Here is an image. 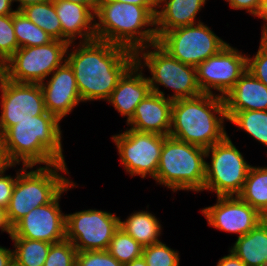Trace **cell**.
Segmentation results:
<instances>
[{
    "label": "cell",
    "mask_w": 267,
    "mask_h": 266,
    "mask_svg": "<svg viewBox=\"0 0 267 266\" xmlns=\"http://www.w3.org/2000/svg\"><path fill=\"white\" fill-rule=\"evenodd\" d=\"M76 45L69 44L66 61L74 71L82 102L107 101L120 78L136 62L135 52L97 39Z\"/></svg>",
    "instance_id": "6da1fadb"
},
{
    "label": "cell",
    "mask_w": 267,
    "mask_h": 266,
    "mask_svg": "<svg viewBox=\"0 0 267 266\" xmlns=\"http://www.w3.org/2000/svg\"><path fill=\"white\" fill-rule=\"evenodd\" d=\"M60 120L47 111L20 120L3 136V149L9 164L44 166L66 163L63 155Z\"/></svg>",
    "instance_id": "7a4b0ae2"
},
{
    "label": "cell",
    "mask_w": 267,
    "mask_h": 266,
    "mask_svg": "<svg viewBox=\"0 0 267 266\" xmlns=\"http://www.w3.org/2000/svg\"><path fill=\"white\" fill-rule=\"evenodd\" d=\"M157 7L98 0L94 15L96 39L125 47L135 53L156 43Z\"/></svg>",
    "instance_id": "3957f363"
},
{
    "label": "cell",
    "mask_w": 267,
    "mask_h": 266,
    "mask_svg": "<svg viewBox=\"0 0 267 266\" xmlns=\"http://www.w3.org/2000/svg\"><path fill=\"white\" fill-rule=\"evenodd\" d=\"M224 98L201 94L173 101L169 136L205 149L222 141L228 134Z\"/></svg>",
    "instance_id": "277c9868"
},
{
    "label": "cell",
    "mask_w": 267,
    "mask_h": 266,
    "mask_svg": "<svg viewBox=\"0 0 267 266\" xmlns=\"http://www.w3.org/2000/svg\"><path fill=\"white\" fill-rule=\"evenodd\" d=\"M66 165L61 162L49 166H36L35 170V166L20 167L6 209L12 227L34 208L50 203L72 181L62 174H69Z\"/></svg>",
    "instance_id": "5b68a950"
},
{
    "label": "cell",
    "mask_w": 267,
    "mask_h": 266,
    "mask_svg": "<svg viewBox=\"0 0 267 266\" xmlns=\"http://www.w3.org/2000/svg\"><path fill=\"white\" fill-rule=\"evenodd\" d=\"M206 149L165 136L155 181L173 192H201L205 181Z\"/></svg>",
    "instance_id": "8992f818"
},
{
    "label": "cell",
    "mask_w": 267,
    "mask_h": 266,
    "mask_svg": "<svg viewBox=\"0 0 267 266\" xmlns=\"http://www.w3.org/2000/svg\"><path fill=\"white\" fill-rule=\"evenodd\" d=\"M135 54L136 63L151 72V77L148 76L151 92L166 97L159 86L172 89L173 94L167 95L171 101L203 94L197 82L196 67L172 57L157 42L139 49Z\"/></svg>",
    "instance_id": "52a82bcc"
},
{
    "label": "cell",
    "mask_w": 267,
    "mask_h": 266,
    "mask_svg": "<svg viewBox=\"0 0 267 266\" xmlns=\"http://www.w3.org/2000/svg\"><path fill=\"white\" fill-rule=\"evenodd\" d=\"M205 181L203 191L219 196H238L251 167L243 154L227 135L222 141L206 149Z\"/></svg>",
    "instance_id": "ba28073f"
},
{
    "label": "cell",
    "mask_w": 267,
    "mask_h": 266,
    "mask_svg": "<svg viewBox=\"0 0 267 266\" xmlns=\"http://www.w3.org/2000/svg\"><path fill=\"white\" fill-rule=\"evenodd\" d=\"M69 43L60 40L19 48L3 65L4 77L17 83H41L66 61Z\"/></svg>",
    "instance_id": "9c48e42d"
},
{
    "label": "cell",
    "mask_w": 267,
    "mask_h": 266,
    "mask_svg": "<svg viewBox=\"0 0 267 266\" xmlns=\"http://www.w3.org/2000/svg\"><path fill=\"white\" fill-rule=\"evenodd\" d=\"M157 43L172 57L194 67L229 44L203 22L166 31Z\"/></svg>",
    "instance_id": "30bf717a"
},
{
    "label": "cell",
    "mask_w": 267,
    "mask_h": 266,
    "mask_svg": "<svg viewBox=\"0 0 267 266\" xmlns=\"http://www.w3.org/2000/svg\"><path fill=\"white\" fill-rule=\"evenodd\" d=\"M121 165L130 176L155 179L165 136L127 129L112 136Z\"/></svg>",
    "instance_id": "8fae6325"
},
{
    "label": "cell",
    "mask_w": 267,
    "mask_h": 266,
    "mask_svg": "<svg viewBox=\"0 0 267 266\" xmlns=\"http://www.w3.org/2000/svg\"><path fill=\"white\" fill-rule=\"evenodd\" d=\"M119 221L116 214L97 209L66 214V239L78 252L107 250Z\"/></svg>",
    "instance_id": "7c38bea8"
},
{
    "label": "cell",
    "mask_w": 267,
    "mask_h": 266,
    "mask_svg": "<svg viewBox=\"0 0 267 266\" xmlns=\"http://www.w3.org/2000/svg\"><path fill=\"white\" fill-rule=\"evenodd\" d=\"M247 56L227 44L219 53L200 63L196 75L201 92L224 97L247 71Z\"/></svg>",
    "instance_id": "4fadbf2b"
},
{
    "label": "cell",
    "mask_w": 267,
    "mask_h": 266,
    "mask_svg": "<svg viewBox=\"0 0 267 266\" xmlns=\"http://www.w3.org/2000/svg\"><path fill=\"white\" fill-rule=\"evenodd\" d=\"M0 91L2 135L18 121L46 112L40 83H17L3 76L0 81Z\"/></svg>",
    "instance_id": "5bb4252c"
},
{
    "label": "cell",
    "mask_w": 267,
    "mask_h": 266,
    "mask_svg": "<svg viewBox=\"0 0 267 266\" xmlns=\"http://www.w3.org/2000/svg\"><path fill=\"white\" fill-rule=\"evenodd\" d=\"M71 181L50 203L34 208L14 227L11 237L56 243L66 239V214L59 201L64 192L77 188Z\"/></svg>",
    "instance_id": "9a60e30c"
},
{
    "label": "cell",
    "mask_w": 267,
    "mask_h": 266,
    "mask_svg": "<svg viewBox=\"0 0 267 266\" xmlns=\"http://www.w3.org/2000/svg\"><path fill=\"white\" fill-rule=\"evenodd\" d=\"M201 213L209 226L237 237L247 234L265 219L239 196H219L215 205L203 208Z\"/></svg>",
    "instance_id": "2e32d148"
},
{
    "label": "cell",
    "mask_w": 267,
    "mask_h": 266,
    "mask_svg": "<svg viewBox=\"0 0 267 266\" xmlns=\"http://www.w3.org/2000/svg\"><path fill=\"white\" fill-rule=\"evenodd\" d=\"M40 83L45 109L60 121L68 116L82 99L78 91L74 71L65 61Z\"/></svg>",
    "instance_id": "e0dca14e"
},
{
    "label": "cell",
    "mask_w": 267,
    "mask_h": 266,
    "mask_svg": "<svg viewBox=\"0 0 267 266\" xmlns=\"http://www.w3.org/2000/svg\"><path fill=\"white\" fill-rule=\"evenodd\" d=\"M173 101L150 92L135 109L132 118L126 122L130 129L138 132L169 136Z\"/></svg>",
    "instance_id": "ac0fdd59"
},
{
    "label": "cell",
    "mask_w": 267,
    "mask_h": 266,
    "mask_svg": "<svg viewBox=\"0 0 267 266\" xmlns=\"http://www.w3.org/2000/svg\"><path fill=\"white\" fill-rule=\"evenodd\" d=\"M143 68L136 62L123 74L117 86L112 91L109 102L128 122L136 106L151 92L150 83L143 72Z\"/></svg>",
    "instance_id": "d6986e66"
},
{
    "label": "cell",
    "mask_w": 267,
    "mask_h": 266,
    "mask_svg": "<svg viewBox=\"0 0 267 266\" xmlns=\"http://www.w3.org/2000/svg\"><path fill=\"white\" fill-rule=\"evenodd\" d=\"M62 27V41L74 43L79 36L80 42L96 39L95 14L84 5L63 0H53Z\"/></svg>",
    "instance_id": "ffe728a7"
},
{
    "label": "cell",
    "mask_w": 267,
    "mask_h": 266,
    "mask_svg": "<svg viewBox=\"0 0 267 266\" xmlns=\"http://www.w3.org/2000/svg\"><path fill=\"white\" fill-rule=\"evenodd\" d=\"M223 98L228 120L238 111H267V86L248 70Z\"/></svg>",
    "instance_id": "44dd1931"
},
{
    "label": "cell",
    "mask_w": 267,
    "mask_h": 266,
    "mask_svg": "<svg viewBox=\"0 0 267 266\" xmlns=\"http://www.w3.org/2000/svg\"><path fill=\"white\" fill-rule=\"evenodd\" d=\"M207 0H159L155 30L159 38L164 32L201 22L196 20ZM163 4V5H162Z\"/></svg>",
    "instance_id": "7402d4cb"
},
{
    "label": "cell",
    "mask_w": 267,
    "mask_h": 266,
    "mask_svg": "<svg viewBox=\"0 0 267 266\" xmlns=\"http://www.w3.org/2000/svg\"><path fill=\"white\" fill-rule=\"evenodd\" d=\"M231 250L246 266H267V218L237 237Z\"/></svg>",
    "instance_id": "603a6c76"
},
{
    "label": "cell",
    "mask_w": 267,
    "mask_h": 266,
    "mask_svg": "<svg viewBox=\"0 0 267 266\" xmlns=\"http://www.w3.org/2000/svg\"><path fill=\"white\" fill-rule=\"evenodd\" d=\"M119 227L143 247L161 242V223L147 210L135 211L123 221L120 218Z\"/></svg>",
    "instance_id": "cb8c5ba5"
},
{
    "label": "cell",
    "mask_w": 267,
    "mask_h": 266,
    "mask_svg": "<svg viewBox=\"0 0 267 266\" xmlns=\"http://www.w3.org/2000/svg\"><path fill=\"white\" fill-rule=\"evenodd\" d=\"M267 218V167H250L243 189L238 195Z\"/></svg>",
    "instance_id": "d4e9b609"
},
{
    "label": "cell",
    "mask_w": 267,
    "mask_h": 266,
    "mask_svg": "<svg viewBox=\"0 0 267 266\" xmlns=\"http://www.w3.org/2000/svg\"><path fill=\"white\" fill-rule=\"evenodd\" d=\"M20 11L54 40L62 41V27L53 0L31 4Z\"/></svg>",
    "instance_id": "484cf974"
},
{
    "label": "cell",
    "mask_w": 267,
    "mask_h": 266,
    "mask_svg": "<svg viewBox=\"0 0 267 266\" xmlns=\"http://www.w3.org/2000/svg\"><path fill=\"white\" fill-rule=\"evenodd\" d=\"M14 242V266H43L51 243L30 240L21 237H10Z\"/></svg>",
    "instance_id": "4316f807"
},
{
    "label": "cell",
    "mask_w": 267,
    "mask_h": 266,
    "mask_svg": "<svg viewBox=\"0 0 267 266\" xmlns=\"http://www.w3.org/2000/svg\"><path fill=\"white\" fill-rule=\"evenodd\" d=\"M13 28L19 48L41 46L54 40L21 11H16L13 14Z\"/></svg>",
    "instance_id": "83f0119b"
},
{
    "label": "cell",
    "mask_w": 267,
    "mask_h": 266,
    "mask_svg": "<svg viewBox=\"0 0 267 266\" xmlns=\"http://www.w3.org/2000/svg\"><path fill=\"white\" fill-rule=\"evenodd\" d=\"M228 121L267 147V111H238Z\"/></svg>",
    "instance_id": "f1b7e54d"
},
{
    "label": "cell",
    "mask_w": 267,
    "mask_h": 266,
    "mask_svg": "<svg viewBox=\"0 0 267 266\" xmlns=\"http://www.w3.org/2000/svg\"><path fill=\"white\" fill-rule=\"evenodd\" d=\"M107 251L122 265L142 256L143 246L120 227L114 233Z\"/></svg>",
    "instance_id": "f546056e"
},
{
    "label": "cell",
    "mask_w": 267,
    "mask_h": 266,
    "mask_svg": "<svg viewBox=\"0 0 267 266\" xmlns=\"http://www.w3.org/2000/svg\"><path fill=\"white\" fill-rule=\"evenodd\" d=\"M142 257L148 266H180L179 252L163 242L143 247Z\"/></svg>",
    "instance_id": "4dcf8cb0"
},
{
    "label": "cell",
    "mask_w": 267,
    "mask_h": 266,
    "mask_svg": "<svg viewBox=\"0 0 267 266\" xmlns=\"http://www.w3.org/2000/svg\"><path fill=\"white\" fill-rule=\"evenodd\" d=\"M77 252L67 239L52 243L43 266H76Z\"/></svg>",
    "instance_id": "1f68e13d"
},
{
    "label": "cell",
    "mask_w": 267,
    "mask_h": 266,
    "mask_svg": "<svg viewBox=\"0 0 267 266\" xmlns=\"http://www.w3.org/2000/svg\"><path fill=\"white\" fill-rule=\"evenodd\" d=\"M18 49L13 14L0 16V61L4 64Z\"/></svg>",
    "instance_id": "d6a6232c"
},
{
    "label": "cell",
    "mask_w": 267,
    "mask_h": 266,
    "mask_svg": "<svg viewBox=\"0 0 267 266\" xmlns=\"http://www.w3.org/2000/svg\"><path fill=\"white\" fill-rule=\"evenodd\" d=\"M76 266H124L107 250L77 252Z\"/></svg>",
    "instance_id": "836d02e7"
},
{
    "label": "cell",
    "mask_w": 267,
    "mask_h": 266,
    "mask_svg": "<svg viewBox=\"0 0 267 266\" xmlns=\"http://www.w3.org/2000/svg\"><path fill=\"white\" fill-rule=\"evenodd\" d=\"M247 70L267 86V44L262 39L256 54L247 56Z\"/></svg>",
    "instance_id": "e575fe53"
},
{
    "label": "cell",
    "mask_w": 267,
    "mask_h": 266,
    "mask_svg": "<svg viewBox=\"0 0 267 266\" xmlns=\"http://www.w3.org/2000/svg\"><path fill=\"white\" fill-rule=\"evenodd\" d=\"M16 164H9L6 168L0 170V206L4 207L7 209L13 188L16 183L17 176L19 175V169L16 172V176H11V175H5L6 170L8 168H14Z\"/></svg>",
    "instance_id": "d590c367"
},
{
    "label": "cell",
    "mask_w": 267,
    "mask_h": 266,
    "mask_svg": "<svg viewBox=\"0 0 267 266\" xmlns=\"http://www.w3.org/2000/svg\"><path fill=\"white\" fill-rule=\"evenodd\" d=\"M231 9L246 10L253 17L257 14L261 0H225Z\"/></svg>",
    "instance_id": "8d00e7d4"
},
{
    "label": "cell",
    "mask_w": 267,
    "mask_h": 266,
    "mask_svg": "<svg viewBox=\"0 0 267 266\" xmlns=\"http://www.w3.org/2000/svg\"><path fill=\"white\" fill-rule=\"evenodd\" d=\"M216 266H246L231 250L229 254L221 257Z\"/></svg>",
    "instance_id": "74e56055"
},
{
    "label": "cell",
    "mask_w": 267,
    "mask_h": 266,
    "mask_svg": "<svg viewBox=\"0 0 267 266\" xmlns=\"http://www.w3.org/2000/svg\"><path fill=\"white\" fill-rule=\"evenodd\" d=\"M0 230L8 233L10 237L12 236L13 227L9 223L6 208L2 206H0Z\"/></svg>",
    "instance_id": "f35d334b"
},
{
    "label": "cell",
    "mask_w": 267,
    "mask_h": 266,
    "mask_svg": "<svg viewBox=\"0 0 267 266\" xmlns=\"http://www.w3.org/2000/svg\"><path fill=\"white\" fill-rule=\"evenodd\" d=\"M0 266H14L12 249L0 246Z\"/></svg>",
    "instance_id": "ab89813d"
},
{
    "label": "cell",
    "mask_w": 267,
    "mask_h": 266,
    "mask_svg": "<svg viewBox=\"0 0 267 266\" xmlns=\"http://www.w3.org/2000/svg\"><path fill=\"white\" fill-rule=\"evenodd\" d=\"M255 17L264 20L265 24L262 26V34L267 31V0H261L259 10Z\"/></svg>",
    "instance_id": "60d3db41"
},
{
    "label": "cell",
    "mask_w": 267,
    "mask_h": 266,
    "mask_svg": "<svg viewBox=\"0 0 267 266\" xmlns=\"http://www.w3.org/2000/svg\"><path fill=\"white\" fill-rule=\"evenodd\" d=\"M12 6V0H0V16L14 14L16 10H13Z\"/></svg>",
    "instance_id": "b9f144b4"
},
{
    "label": "cell",
    "mask_w": 267,
    "mask_h": 266,
    "mask_svg": "<svg viewBox=\"0 0 267 266\" xmlns=\"http://www.w3.org/2000/svg\"><path fill=\"white\" fill-rule=\"evenodd\" d=\"M110 1L129 3L139 6H158L157 0H110Z\"/></svg>",
    "instance_id": "7bdbcfd3"
},
{
    "label": "cell",
    "mask_w": 267,
    "mask_h": 266,
    "mask_svg": "<svg viewBox=\"0 0 267 266\" xmlns=\"http://www.w3.org/2000/svg\"><path fill=\"white\" fill-rule=\"evenodd\" d=\"M63 1L73 2V3L87 6L94 14L96 12L97 5H98V0H63Z\"/></svg>",
    "instance_id": "ee69618b"
},
{
    "label": "cell",
    "mask_w": 267,
    "mask_h": 266,
    "mask_svg": "<svg viewBox=\"0 0 267 266\" xmlns=\"http://www.w3.org/2000/svg\"><path fill=\"white\" fill-rule=\"evenodd\" d=\"M9 165L3 149V136L0 132V170L6 168Z\"/></svg>",
    "instance_id": "f6af8a7d"
},
{
    "label": "cell",
    "mask_w": 267,
    "mask_h": 266,
    "mask_svg": "<svg viewBox=\"0 0 267 266\" xmlns=\"http://www.w3.org/2000/svg\"><path fill=\"white\" fill-rule=\"evenodd\" d=\"M47 0H12V2H18V7L15 9L16 11H20L24 7L31 5V4H36V3H41L45 2Z\"/></svg>",
    "instance_id": "bcb514c9"
},
{
    "label": "cell",
    "mask_w": 267,
    "mask_h": 266,
    "mask_svg": "<svg viewBox=\"0 0 267 266\" xmlns=\"http://www.w3.org/2000/svg\"><path fill=\"white\" fill-rule=\"evenodd\" d=\"M124 266H148V265L146 264L144 258L141 256L139 258L132 260L130 263Z\"/></svg>",
    "instance_id": "7dc6e473"
},
{
    "label": "cell",
    "mask_w": 267,
    "mask_h": 266,
    "mask_svg": "<svg viewBox=\"0 0 267 266\" xmlns=\"http://www.w3.org/2000/svg\"><path fill=\"white\" fill-rule=\"evenodd\" d=\"M3 76H4V65L0 61V81H1V79H2Z\"/></svg>",
    "instance_id": "c3c4849f"
},
{
    "label": "cell",
    "mask_w": 267,
    "mask_h": 266,
    "mask_svg": "<svg viewBox=\"0 0 267 266\" xmlns=\"http://www.w3.org/2000/svg\"><path fill=\"white\" fill-rule=\"evenodd\" d=\"M261 39L267 44V31L261 35Z\"/></svg>",
    "instance_id": "681fc988"
}]
</instances>
